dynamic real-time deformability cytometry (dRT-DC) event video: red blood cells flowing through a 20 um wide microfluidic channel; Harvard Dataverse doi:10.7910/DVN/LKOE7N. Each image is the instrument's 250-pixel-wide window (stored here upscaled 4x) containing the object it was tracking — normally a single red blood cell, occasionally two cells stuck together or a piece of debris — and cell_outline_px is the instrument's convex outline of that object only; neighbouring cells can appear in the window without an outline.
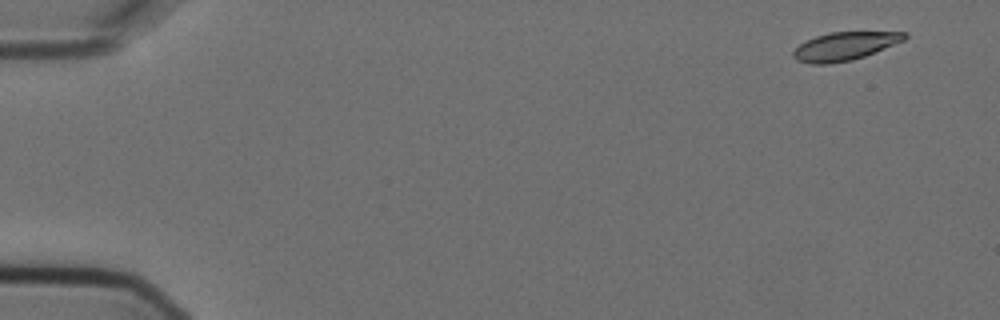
{"species": "Egyptian fruit bat (a non-hibernating species)", "species_latin": "Rousettus aegyptiacus", "temperature_condition": "cold", "stored_images_in_passage": 3, "camera_frame_rate_fps": 3000, "um_per_image_px": 0.085, "animal": {"sex": "female"}, "frame": {"image": 1, "passage_image": 1, "time_ms": 0.0, "image_size_px": [1000, 320], "cell_outline_px": [[908, 36], [904, 40], [864, 56], [852, 60], [828, 64], [812, 64], [796, 60], [792, 56], [792, 52], [800, 44], [816, 36], [828, 32], [908, 32]], "centroid_in_image_um": [71.78, 3.93], "position_along_channel_um": 13.2, "area_um2": 18.15}}
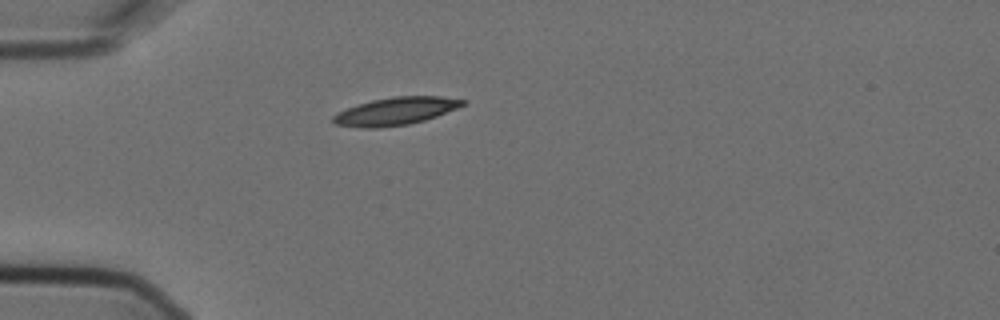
{"frame": {"image": 2, "passage_image": 3, "time_ms": 0.667, "image_size_px": [1000, 320], "cell_outline_px": [[468, 100], [464, 104], [456, 108], [436, 116], [424, 120], [408, 124], [376, 128], [360, 128], [336, 124], [332, 120], [332, 116], [336, 112], [372, 100], [392, 96], [440, 96]], "centroid_in_image_um": [33.61, 9.44], "position_along_channel_um": 51.4, "area_um2": 20.75}}